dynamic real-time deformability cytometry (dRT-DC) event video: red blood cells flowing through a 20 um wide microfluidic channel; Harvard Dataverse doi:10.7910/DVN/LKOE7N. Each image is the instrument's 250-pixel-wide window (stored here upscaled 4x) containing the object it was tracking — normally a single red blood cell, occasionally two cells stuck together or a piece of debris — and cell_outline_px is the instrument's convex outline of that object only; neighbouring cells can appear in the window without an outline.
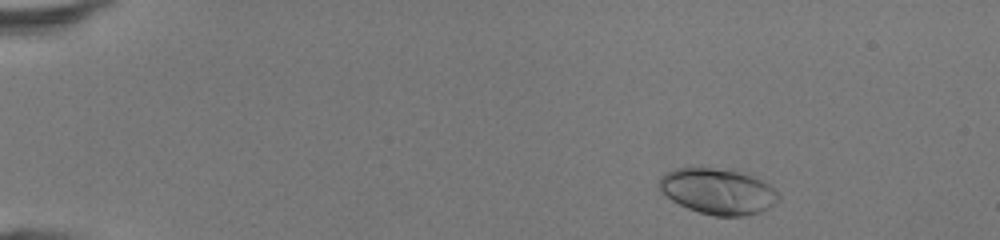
{"species": "human", "species_latin": "Homo sapiens", "temperature_condition": "room temperature", "stored_images_in_passage": 45, "camera_frame_rate_fps": 3000, "um_per_image_px": 0.085, "donor": {"sex": "female"}, "frame": {"image": 1, "passage_image": 4, "time_ms": 1.0, "image_size_px": [1000, 240], "cell_outline_px": [[780, 200], [776, 204], [760, 212], [744, 216], [716, 216], [700, 212], [688, 208], [672, 200], [660, 192], [656, 184], [660, 176], [676, 168], [712, 168], [744, 172], [768, 184], [780, 192]], "centroid_in_image_um": [61.03, 16.27], "position_along_channel_um": 24.0, "area_um2": 32.02}}
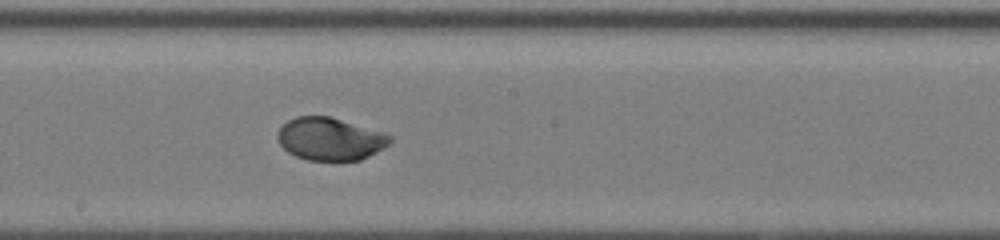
{"frame": {"image": 2, "passage_image": 25, "time_ms": 8.0, "image_size_px": [1000, 240], "cell_outline_px": [[392, 140], [388, 144], [368, 156], [360, 160], [308, 160], [296, 156], [288, 152], [280, 144], [276, 136], [276, 132], [288, 120], [296, 116], [328, 116], [384, 132], [392, 136]], "centroid_in_image_um": [28.03, 11.8], "position_along_channel_um": 220.2, "area_um2": 27.74}}
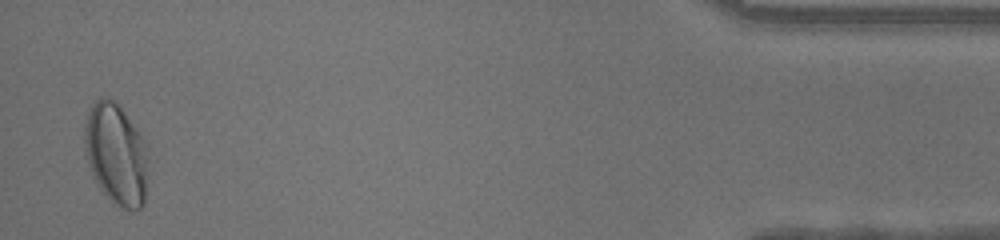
{"frame": {"image": 3, "passage_image": 44, "time_ms": 14.333, "image_size_px": [1000, 240], "cell_outline_px": [[148, 168], [144, 204], [140, 208], [132, 212], [112, 204], [104, 196], [92, 176], [88, 164], [84, 144], [84, 128], [88, 112], [92, 104], [100, 96], [104, 96], [112, 100], [124, 112], [144, 140]], "centroid_in_image_um": [9.85, 13.17], "position_along_channel_um": 425.3, "area_um2": 37.92}, "authors_computed_cell_mechanics": {"area_um2": 28.4376, "velocity_mm_per_s": 4.3611, "shape_relaxation_time_tau1_ms": 3.1323, "shape_relaxation_time_tau2_ms": null, "deformation_change_tau1": 0.1726, "deformation_change_tau2": null}}